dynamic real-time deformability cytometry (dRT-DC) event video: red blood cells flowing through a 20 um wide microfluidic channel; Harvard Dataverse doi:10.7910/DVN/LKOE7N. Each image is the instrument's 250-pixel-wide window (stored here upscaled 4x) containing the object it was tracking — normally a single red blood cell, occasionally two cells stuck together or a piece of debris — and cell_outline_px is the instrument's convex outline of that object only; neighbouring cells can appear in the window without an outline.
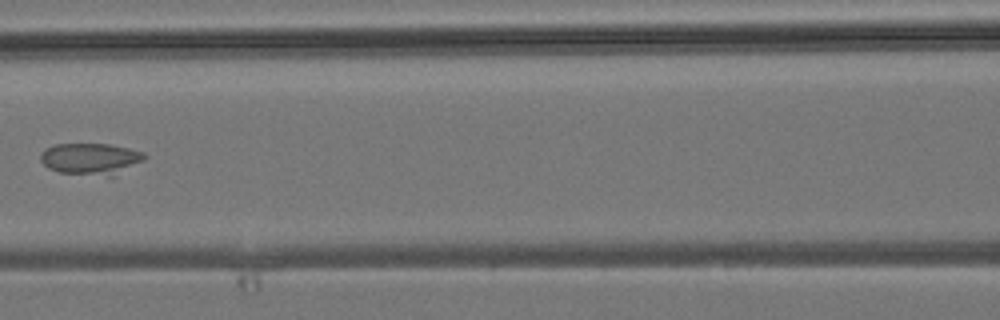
{"species": "common noctule bat (a hibernating species)", "species_latin": "Nyctalus noctula", "temperature_condition": "room temperature", "stored_images_in_passage": 7, "camera_frame_rate_fps": 3000, "um_per_image_px": 0.085, "animal": {"sex": "male", "body_mass_g": 19.2, "forearm_length_mm": 51.8}, "frame": {"image": 1, "passage_image": 6, "time_ms": 6.0, "image_size_px": [1000, 320], "cell_outline_px": [[148, 156], [144, 160], [112, 176], [108, 176], [60, 172], [48, 168], [40, 160], [40, 152], [44, 148], [56, 144], [112, 144], [144, 152]], "centroid_in_image_um": [7.7, 13.48], "position_along_channel_um": 158.9, "area_um2": 19.13}}